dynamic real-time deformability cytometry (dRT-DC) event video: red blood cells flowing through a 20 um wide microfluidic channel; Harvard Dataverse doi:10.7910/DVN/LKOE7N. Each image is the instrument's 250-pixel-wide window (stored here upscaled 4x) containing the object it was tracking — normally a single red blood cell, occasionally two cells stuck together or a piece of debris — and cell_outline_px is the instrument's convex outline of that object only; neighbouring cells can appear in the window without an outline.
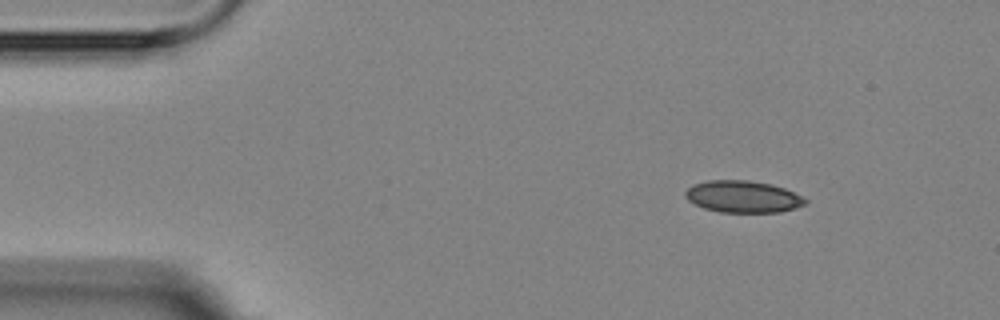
{"species": "Egyptian fruit bat (a non-hibernating species)", "species_latin": "Rousettus aegyptiacus", "temperature_condition": "room temperature", "stored_images_in_passage": 4, "camera_frame_rate_fps": 3000, "um_per_image_px": 0.085, "animal": {"sex": "female"}, "frame": {"image": 1, "passage_image": 2, "time_ms": 1.0, "image_size_px": [1000, 320], "cell_outline_px": [[808, 200], [804, 204], [780, 212], [720, 212], [704, 208], [688, 200], [684, 196], [684, 192], [692, 184], [708, 180], [748, 180], [772, 184], [784, 188]], "centroid_in_image_um": [63.09, 16.7], "position_along_channel_um": 21.9, "area_um2": 22.14}}